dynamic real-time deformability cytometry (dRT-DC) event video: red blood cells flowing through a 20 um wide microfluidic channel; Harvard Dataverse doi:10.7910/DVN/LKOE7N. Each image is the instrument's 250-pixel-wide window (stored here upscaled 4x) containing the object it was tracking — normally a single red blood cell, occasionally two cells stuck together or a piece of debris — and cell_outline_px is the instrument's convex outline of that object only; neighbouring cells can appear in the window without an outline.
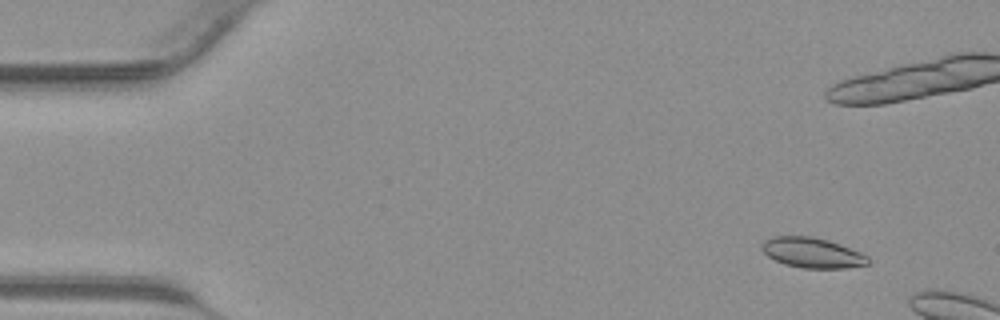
{"species": "common noctule bat (a hibernating species)", "species_latin": "Nyctalus noctula", "temperature_condition": "warm", "stored_images_in_passage": 7, "camera_frame_rate_fps": 3000, "um_per_image_px": 0.085, "animal": {"sex": "male", "body_mass_g": 23.1, "forearm_length_mm": 52.7}, "frame": {"image": 1, "passage_image": 3, "time_ms": 0.667, "image_size_px": [1000, 320], "cell_outline_px": [[868, 264], [844, 268], [804, 268], [784, 264], [768, 256], [760, 248], [760, 244], [764, 240], [772, 236], [812, 236], [828, 240], [860, 252], [868, 256]], "centroid_in_image_um": [69.0, 21.47], "position_along_channel_um": 16.0, "area_um2": 18.61}}